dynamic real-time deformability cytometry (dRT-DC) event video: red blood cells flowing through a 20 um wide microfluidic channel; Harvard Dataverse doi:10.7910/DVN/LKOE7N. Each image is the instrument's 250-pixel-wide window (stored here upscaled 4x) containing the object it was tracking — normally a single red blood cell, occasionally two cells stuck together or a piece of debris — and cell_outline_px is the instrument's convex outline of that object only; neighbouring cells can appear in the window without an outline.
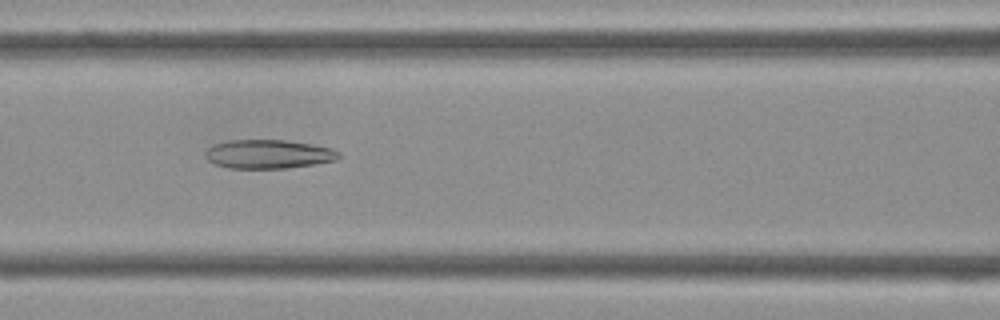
{"species": "Egyptian fruit bat (a non-hibernating species)", "species_latin": "Rousettus aegyptiacus", "temperature_condition": "cold", "stored_images_in_passage": 43, "camera_frame_rate_fps": 3000, "um_per_image_px": 0.085, "frame": {"image": 1, "passage_image": 18, "time_ms": 5.667, "image_size_px": [1000, 320], "cell_outline_px": [[340, 156], [336, 160], [312, 164], [284, 168], [228, 168], [216, 164], [208, 160], [204, 156], [204, 152], [212, 144], [228, 140], [284, 140], [312, 144], [332, 148], [340, 152]], "centroid_in_image_um": [22.78, 13.09], "position_along_channel_um": 143.8, "area_um2": 22.43}}
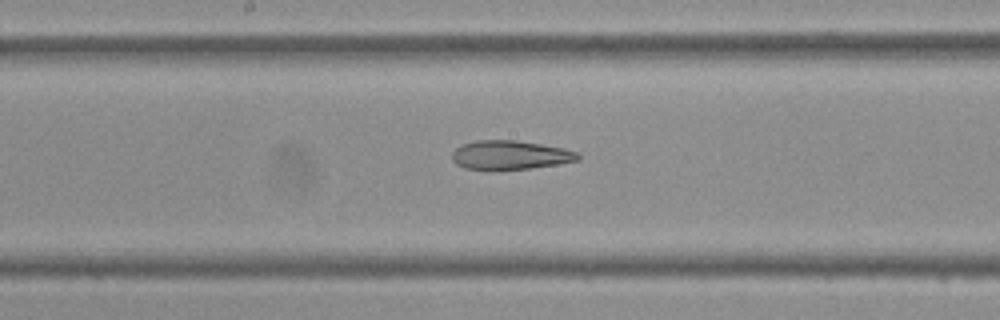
{"frame": {"image": 2, "passage_image": 22, "time_ms": 7.0, "image_size_px": [1000, 320], "cell_outline_px": [[580, 160], [556, 164], [528, 168], [496, 172], [488, 172], [464, 168], [456, 164], [452, 160], [452, 152], [460, 144], [476, 140], [516, 140], [564, 148], [576, 152], [580, 156]], "centroid_in_image_um": [43.28, 13.21], "position_along_channel_um": 204.9, "area_um2": 21.85}}
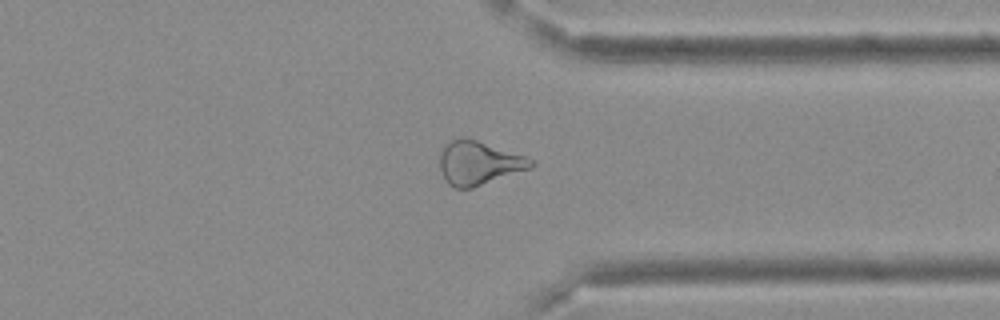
{"frame": {"image": 3, "passage_image": 33, "time_ms": 10.667, "image_size_px": [1000, 320], "cell_outline_px": [[536, 164], [532, 168], [472, 188], [456, 188], [448, 184], [444, 180], [440, 168], [440, 152], [444, 144], [460, 136], [464, 136], [524, 156], [532, 160]], "centroid_in_image_um": [40.66, 13.85], "position_along_channel_um": 370.7, "area_um2": 23.24}}